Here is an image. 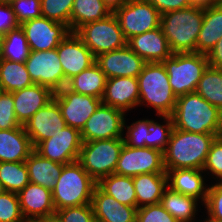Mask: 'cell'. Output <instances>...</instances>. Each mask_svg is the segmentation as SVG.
<instances>
[{
	"label": "cell",
	"instance_id": "6da1fadb",
	"mask_svg": "<svg viewBox=\"0 0 222 222\" xmlns=\"http://www.w3.org/2000/svg\"><path fill=\"white\" fill-rule=\"evenodd\" d=\"M219 134L193 133L173 127L169 142L163 152L164 168L202 170L212 142Z\"/></svg>",
	"mask_w": 222,
	"mask_h": 222
},
{
	"label": "cell",
	"instance_id": "7a4b0ae2",
	"mask_svg": "<svg viewBox=\"0 0 222 222\" xmlns=\"http://www.w3.org/2000/svg\"><path fill=\"white\" fill-rule=\"evenodd\" d=\"M176 129L193 133L219 134L222 112L197 92L177 97L173 114Z\"/></svg>",
	"mask_w": 222,
	"mask_h": 222
},
{
	"label": "cell",
	"instance_id": "3957f363",
	"mask_svg": "<svg viewBox=\"0 0 222 222\" xmlns=\"http://www.w3.org/2000/svg\"><path fill=\"white\" fill-rule=\"evenodd\" d=\"M204 18V7H189L161 15L160 27L170 49L175 53H195Z\"/></svg>",
	"mask_w": 222,
	"mask_h": 222
},
{
	"label": "cell",
	"instance_id": "277c9868",
	"mask_svg": "<svg viewBox=\"0 0 222 222\" xmlns=\"http://www.w3.org/2000/svg\"><path fill=\"white\" fill-rule=\"evenodd\" d=\"M137 79L139 83L138 107L153 108L155 117L156 115L171 116L177 97L171 88L163 63H146Z\"/></svg>",
	"mask_w": 222,
	"mask_h": 222
},
{
	"label": "cell",
	"instance_id": "5b68a950",
	"mask_svg": "<svg viewBox=\"0 0 222 222\" xmlns=\"http://www.w3.org/2000/svg\"><path fill=\"white\" fill-rule=\"evenodd\" d=\"M96 185L78 161L65 164L52 190L55 210L91 204Z\"/></svg>",
	"mask_w": 222,
	"mask_h": 222
},
{
	"label": "cell",
	"instance_id": "8992f818",
	"mask_svg": "<svg viewBox=\"0 0 222 222\" xmlns=\"http://www.w3.org/2000/svg\"><path fill=\"white\" fill-rule=\"evenodd\" d=\"M123 145V137L82 142L78 162L98 183L115 173Z\"/></svg>",
	"mask_w": 222,
	"mask_h": 222
},
{
	"label": "cell",
	"instance_id": "52a82bcc",
	"mask_svg": "<svg viewBox=\"0 0 222 222\" xmlns=\"http://www.w3.org/2000/svg\"><path fill=\"white\" fill-rule=\"evenodd\" d=\"M176 97L195 92L203 72L209 66L207 55L201 53H175L162 62Z\"/></svg>",
	"mask_w": 222,
	"mask_h": 222
},
{
	"label": "cell",
	"instance_id": "ba28073f",
	"mask_svg": "<svg viewBox=\"0 0 222 222\" xmlns=\"http://www.w3.org/2000/svg\"><path fill=\"white\" fill-rule=\"evenodd\" d=\"M75 34L95 57L104 52L117 50L127 44L119 22L112 13L108 17L84 24Z\"/></svg>",
	"mask_w": 222,
	"mask_h": 222
},
{
	"label": "cell",
	"instance_id": "9c48e42d",
	"mask_svg": "<svg viewBox=\"0 0 222 222\" xmlns=\"http://www.w3.org/2000/svg\"><path fill=\"white\" fill-rule=\"evenodd\" d=\"M113 14L126 40L160 27L161 14L147 0H129Z\"/></svg>",
	"mask_w": 222,
	"mask_h": 222
},
{
	"label": "cell",
	"instance_id": "30bf717a",
	"mask_svg": "<svg viewBox=\"0 0 222 222\" xmlns=\"http://www.w3.org/2000/svg\"><path fill=\"white\" fill-rule=\"evenodd\" d=\"M147 173H166L163 152L148 147H130L124 143L115 174L133 177Z\"/></svg>",
	"mask_w": 222,
	"mask_h": 222
},
{
	"label": "cell",
	"instance_id": "8fae6325",
	"mask_svg": "<svg viewBox=\"0 0 222 222\" xmlns=\"http://www.w3.org/2000/svg\"><path fill=\"white\" fill-rule=\"evenodd\" d=\"M126 116L122 110L101 104L80 131L82 142L123 137Z\"/></svg>",
	"mask_w": 222,
	"mask_h": 222
},
{
	"label": "cell",
	"instance_id": "7c38bea8",
	"mask_svg": "<svg viewBox=\"0 0 222 222\" xmlns=\"http://www.w3.org/2000/svg\"><path fill=\"white\" fill-rule=\"evenodd\" d=\"M25 65L34 84L46 86L53 92L65 86V76L57 49L31 51Z\"/></svg>",
	"mask_w": 222,
	"mask_h": 222
},
{
	"label": "cell",
	"instance_id": "4fadbf2b",
	"mask_svg": "<svg viewBox=\"0 0 222 222\" xmlns=\"http://www.w3.org/2000/svg\"><path fill=\"white\" fill-rule=\"evenodd\" d=\"M82 146L80 131L66 126L55 131L51 138L40 142L34 150L48 160L69 164L78 161Z\"/></svg>",
	"mask_w": 222,
	"mask_h": 222
},
{
	"label": "cell",
	"instance_id": "5bb4252c",
	"mask_svg": "<svg viewBox=\"0 0 222 222\" xmlns=\"http://www.w3.org/2000/svg\"><path fill=\"white\" fill-rule=\"evenodd\" d=\"M53 98L61 109L66 125L79 131L83 129L90 116L102 104V99L73 92L66 86L54 92Z\"/></svg>",
	"mask_w": 222,
	"mask_h": 222
},
{
	"label": "cell",
	"instance_id": "9a60e30c",
	"mask_svg": "<svg viewBox=\"0 0 222 222\" xmlns=\"http://www.w3.org/2000/svg\"><path fill=\"white\" fill-rule=\"evenodd\" d=\"M31 51L56 49L59 43L71 32L63 23L38 17L20 24Z\"/></svg>",
	"mask_w": 222,
	"mask_h": 222
},
{
	"label": "cell",
	"instance_id": "2e32d148",
	"mask_svg": "<svg viewBox=\"0 0 222 222\" xmlns=\"http://www.w3.org/2000/svg\"><path fill=\"white\" fill-rule=\"evenodd\" d=\"M17 195L26 222H48L54 219L56 210L51 190L30 182Z\"/></svg>",
	"mask_w": 222,
	"mask_h": 222
},
{
	"label": "cell",
	"instance_id": "e0dca14e",
	"mask_svg": "<svg viewBox=\"0 0 222 222\" xmlns=\"http://www.w3.org/2000/svg\"><path fill=\"white\" fill-rule=\"evenodd\" d=\"M56 49L65 76V86L69 79L96 61V57L75 32H70Z\"/></svg>",
	"mask_w": 222,
	"mask_h": 222
},
{
	"label": "cell",
	"instance_id": "ac0fdd59",
	"mask_svg": "<svg viewBox=\"0 0 222 222\" xmlns=\"http://www.w3.org/2000/svg\"><path fill=\"white\" fill-rule=\"evenodd\" d=\"M95 62L104 72L107 79L114 77L137 78L147 63L127 44L117 50L99 54Z\"/></svg>",
	"mask_w": 222,
	"mask_h": 222
},
{
	"label": "cell",
	"instance_id": "d6986e66",
	"mask_svg": "<svg viewBox=\"0 0 222 222\" xmlns=\"http://www.w3.org/2000/svg\"><path fill=\"white\" fill-rule=\"evenodd\" d=\"M66 126L61 109L54 98L24 124L34 148L40 142L51 138L56 130L59 131Z\"/></svg>",
	"mask_w": 222,
	"mask_h": 222
},
{
	"label": "cell",
	"instance_id": "ffe728a7",
	"mask_svg": "<svg viewBox=\"0 0 222 222\" xmlns=\"http://www.w3.org/2000/svg\"><path fill=\"white\" fill-rule=\"evenodd\" d=\"M102 104L128 113L139 104V83L134 77H114L106 81Z\"/></svg>",
	"mask_w": 222,
	"mask_h": 222
},
{
	"label": "cell",
	"instance_id": "44dd1931",
	"mask_svg": "<svg viewBox=\"0 0 222 222\" xmlns=\"http://www.w3.org/2000/svg\"><path fill=\"white\" fill-rule=\"evenodd\" d=\"M127 45L147 63L163 62L173 54L161 27L131 37Z\"/></svg>",
	"mask_w": 222,
	"mask_h": 222
},
{
	"label": "cell",
	"instance_id": "7402d4cb",
	"mask_svg": "<svg viewBox=\"0 0 222 222\" xmlns=\"http://www.w3.org/2000/svg\"><path fill=\"white\" fill-rule=\"evenodd\" d=\"M91 206L97 222H136L137 207L119 203L96 185Z\"/></svg>",
	"mask_w": 222,
	"mask_h": 222
},
{
	"label": "cell",
	"instance_id": "603a6c76",
	"mask_svg": "<svg viewBox=\"0 0 222 222\" xmlns=\"http://www.w3.org/2000/svg\"><path fill=\"white\" fill-rule=\"evenodd\" d=\"M168 187L183 195L199 200L203 205L207 199L206 174L200 169H173L168 170Z\"/></svg>",
	"mask_w": 222,
	"mask_h": 222
},
{
	"label": "cell",
	"instance_id": "cb8c5ba5",
	"mask_svg": "<svg viewBox=\"0 0 222 222\" xmlns=\"http://www.w3.org/2000/svg\"><path fill=\"white\" fill-rule=\"evenodd\" d=\"M15 116L24 125L39 109L53 99L54 92L43 85L33 84L22 90L11 92Z\"/></svg>",
	"mask_w": 222,
	"mask_h": 222
},
{
	"label": "cell",
	"instance_id": "d4e9b609",
	"mask_svg": "<svg viewBox=\"0 0 222 222\" xmlns=\"http://www.w3.org/2000/svg\"><path fill=\"white\" fill-rule=\"evenodd\" d=\"M33 150L24 125L0 130V162H25Z\"/></svg>",
	"mask_w": 222,
	"mask_h": 222
},
{
	"label": "cell",
	"instance_id": "484cf974",
	"mask_svg": "<svg viewBox=\"0 0 222 222\" xmlns=\"http://www.w3.org/2000/svg\"><path fill=\"white\" fill-rule=\"evenodd\" d=\"M136 207L160 203L162 195L168 187L167 173H147L132 177Z\"/></svg>",
	"mask_w": 222,
	"mask_h": 222
},
{
	"label": "cell",
	"instance_id": "4316f807",
	"mask_svg": "<svg viewBox=\"0 0 222 222\" xmlns=\"http://www.w3.org/2000/svg\"><path fill=\"white\" fill-rule=\"evenodd\" d=\"M160 204L179 222H196V216L202 213L203 204L190 196L183 195L167 187L164 191ZM201 205V206H200Z\"/></svg>",
	"mask_w": 222,
	"mask_h": 222
},
{
	"label": "cell",
	"instance_id": "83f0119b",
	"mask_svg": "<svg viewBox=\"0 0 222 222\" xmlns=\"http://www.w3.org/2000/svg\"><path fill=\"white\" fill-rule=\"evenodd\" d=\"M222 37V2L204 7V18L196 43V53L207 55Z\"/></svg>",
	"mask_w": 222,
	"mask_h": 222
},
{
	"label": "cell",
	"instance_id": "f1b7e54d",
	"mask_svg": "<svg viewBox=\"0 0 222 222\" xmlns=\"http://www.w3.org/2000/svg\"><path fill=\"white\" fill-rule=\"evenodd\" d=\"M25 164L28 169L30 182L43 186L51 191L55 187V183L65 165L42 157L35 150L31 152Z\"/></svg>",
	"mask_w": 222,
	"mask_h": 222
},
{
	"label": "cell",
	"instance_id": "f546056e",
	"mask_svg": "<svg viewBox=\"0 0 222 222\" xmlns=\"http://www.w3.org/2000/svg\"><path fill=\"white\" fill-rule=\"evenodd\" d=\"M107 77L95 62L67 81L66 87L73 92L102 99Z\"/></svg>",
	"mask_w": 222,
	"mask_h": 222
},
{
	"label": "cell",
	"instance_id": "4dcf8cb0",
	"mask_svg": "<svg viewBox=\"0 0 222 222\" xmlns=\"http://www.w3.org/2000/svg\"><path fill=\"white\" fill-rule=\"evenodd\" d=\"M112 12L103 0H74L70 17V31L75 32L86 23L102 20Z\"/></svg>",
	"mask_w": 222,
	"mask_h": 222
},
{
	"label": "cell",
	"instance_id": "1f68e13d",
	"mask_svg": "<svg viewBox=\"0 0 222 222\" xmlns=\"http://www.w3.org/2000/svg\"><path fill=\"white\" fill-rule=\"evenodd\" d=\"M33 84L25 63L0 59V86L6 93L19 91Z\"/></svg>",
	"mask_w": 222,
	"mask_h": 222
},
{
	"label": "cell",
	"instance_id": "d6a6232c",
	"mask_svg": "<svg viewBox=\"0 0 222 222\" xmlns=\"http://www.w3.org/2000/svg\"><path fill=\"white\" fill-rule=\"evenodd\" d=\"M97 185L119 203L136 207V193L132 177L113 173L102 178Z\"/></svg>",
	"mask_w": 222,
	"mask_h": 222
},
{
	"label": "cell",
	"instance_id": "836d02e7",
	"mask_svg": "<svg viewBox=\"0 0 222 222\" xmlns=\"http://www.w3.org/2000/svg\"><path fill=\"white\" fill-rule=\"evenodd\" d=\"M30 52V47L21 26L10 30L2 37L0 59L25 63Z\"/></svg>",
	"mask_w": 222,
	"mask_h": 222
},
{
	"label": "cell",
	"instance_id": "e575fe53",
	"mask_svg": "<svg viewBox=\"0 0 222 222\" xmlns=\"http://www.w3.org/2000/svg\"><path fill=\"white\" fill-rule=\"evenodd\" d=\"M195 92L222 112V69L208 66Z\"/></svg>",
	"mask_w": 222,
	"mask_h": 222
},
{
	"label": "cell",
	"instance_id": "d590c367",
	"mask_svg": "<svg viewBox=\"0 0 222 222\" xmlns=\"http://www.w3.org/2000/svg\"><path fill=\"white\" fill-rule=\"evenodd\" d=\"M0 183L5 191L18 194L30 183L25 162H0Z\"/></svg>",
	"mask_w": 222,
	"mask_h": 222
},
{
	"label": "cell",
	"instance_id": "8d00e7d4",
	"mask_svg": "<svg viewBox=\"0 0 222 222\" xmlns=\"http://www.w3.org/2000/svg\"><path fill=\"white\" fill-rule=\"evenodd\" d=\"M157 117L159 121L148 118L149 141H146V147L164 152L174 127L173 119L171 116L165 115H157Z\"/></svg>",
	"mask_w": 222,
	"mask_h": 222
},
{
	"label": "cell",
	"instance_id": "74e56055",
	"mask_svg": "<svg viewBox=\"0 0 222 222\" xmlns=\"http://www.w3.org/2000/svg\"><path fill=\"white\" fill-rule=\"evenodd\" d=\"M74 0H41V15L67 25L70 29V17Z\"/></svg>",
	"mask_w": 222,
	"mask_h": 222
},
{
	"label": "cell",
	"instance_id": "f35d334b",
	"mask_svg": "<svg viewBox=\"0 0 222 222\" xmlns=\"http://www.w3.org/2000/svg\"><path fill=\"white\" fill-rule=\"evenodd\" d=\"M202 170L207 180H211L208 183H218L222 180V139L220 137H216L212 142Z\"/></svg>",
	"mask_w": 222,
	"mask_h": 222
},
{
	"label": "cell",
	"instance_id": "ab89813d",
	"mask_svg": "<svg viewBox=\"0 0 222 222\" xmlns=\"http://www.w3.org/2000/svg\"><path fill=\"white\" fill-rule=\"evenodd\" d=\"M128 119L124 122V143L130 147H146V141H149L148 119L140 118L127 125Z\"/></svg>",
	"mask_w": 222,
	"mask_h": 222
},
{
	"label": "cell",
	"instance_id": "60d3db41",
	"mask_svg": "<svg viewBox=\"0 0 222 222\" xmlns=\"http://www.w3.org/2000/svg\"><path fill=\"white\" fill-rule=\"evenodd\" d=\"M0 222H26L16 193L5 191L0 195Z\"/></svg>",
	"mask_w": 222,
	"mask_h": 222
},
{
	"label": "cell",
	"instance_id": "b9f144b4",
	"mask_svg": "<svg viewBox=\"0 0 222 222\" xmlns=\"http://www.w3.org/2000/svg\"><path fill=\"white\" fill-rule=\"evenodd\" d=\"M55 222H97L91 204L56 210Z\"/></svg>",
	"mask_w": 222,
	"mask_h": 222
},
{
	"label": "cell",
	"instance_id": "7bdbcfd3",
	"mask_svg": "<svg viewBox=\"0 0 222 222\" xmlns=\"http://www.w3.org/2000/svg\"><path fill=\"white\" fill-rule=\"evenodd\" d=\"M136 222H179L158 204L137 208Z\"/></svg>",
	"mask_w": 222,
	"mask_h": 222
},
{
	"label": "cell",
	"instance_id": "ee69618b",
	"mask_svg": "<svg viewBox=\"0 0 222 222\" xmlns=\"http://www.w3.org/2000/svg\"><path fill=\"white\" fill-rule=\"evenodd\" d=\"M19 24L41 17V0H15L11 4Z\"/></svg>",
	"mask_w": 222,
	"mask_h": 222
},
{
	"label": "cell",
	"instance_id": "f6af8a7d",
	"mask_svg": "<svg viewBox=\"0 0 222 222\" xmlns=\"http://www.w3.org/2000/svg\"><path fill=\"white\" fill-rule=\"evenodd\" d=\"M22 126L15 116L14 100L11 93L0 98V130L15 129Z\"/></svg>",
	"mask_w": 222,
	"mask_h": 222
},
{
	"label": "cell",
	"instance_id": "bcb514c9",
	"mask_svg": "<svg viewBox=\"0 0 222 222\" xmlns=\"http://www.w3.org/2000/svg\"><path fill=\"white\" fill-rule=\"evenodd\" d=\"M203 206L206 214L222 220V186L219 183L209 184L207 199Z\"/></svg>",
	"mask_w": 222,
	"mask_h": 222
},
{
	"label": "cell",
	"instance_id": "7dc6e473",
	"mask_svg": "<svg viewBox=\"0 0 222 222\" xmlns=\"http://www.w3.org/2000/svg\"><path fill=\"white\" fill-rule=\"evenodd\" d=\"M20 24L10 4L0 3V34L4 36L7 32Z\"/></svg>",
	"mask_w": 222,
	"mask_h": 222
},
{
	"label": "cell",
	"instance_id": "c3c4849f",
	"mask_svg": "<svg viewBox=\"0 0 222 222\" xmlns=\"http://www.w3.org/2000/svg\"><path fill=\"white\" fill-rule=\"evenodd\" d=\"M162 15L169 11L180 10L191 6L190 0H147Z\"/></svg>",
	"mask_w": 222,
	"mask_h": 222
},
{
	"label": "cell",
	"instance_id": "681fc988",
	"mask_svg": "<svg viewBox=\"0 0 222 222\" xmlns=\"http://www.w3.org/2000/svg\"><path fill=\"white\" fill-rule=\"evenodd\" d=\"M208 64L214 69H222V37L207 53Z\"/></svg>",
	"mask_w": 222,
	"mask_h": 222
},
{
	"label": "cell",
	"instance_id": "f907efd6",
	"mask_svg": "<svg viewBox=\"0 0 222 222\" xmlns=\"http://www.w3.org/2000/svg\"><path fill=\"white\" fill-rule=\"evenodd\" d=\"M129 0H103L104 4L110 9L113 13L116 9L121 8Z\"/></svg>",
	"mask_w": 222,
	"mask_h": 222
},
{
	"label": "cell",
	"instance_id": "816d5d0a",
	"mask_svg": "<svg viewBox=\"0 0 222 222\" xmlns=\"http://www.w3.org/2000/svg\"><path fill=\"white\" fill-rule=\"evenodd\" d=\"M190 1L192 5L200 7H208L222 2V0H190Z\"/></svg>",
	"mask_w": 222,
	"mask_h": 222
},
{
	"label": "cell",
	"instance_id": "f5cc1de1",
	"mask_svg": "<svg viewBox=\"0 0 222 222\" xmlns=\"http://www.w3.org/2000/svg\"><path fill=\"white\" fill-rule=\"evenodd\" d=\"M204 213H205V214L203 215L204 218H203L202 215H200L201 217L199 216V218H201V220H200L198 217H196V218H197L196 222H199V221H200V222H222V220L217 219V218H214V217L206 214V212H204ZM205 215H207V216H205ZM202 218H203V220H202Z\"/></svg>",
	"mask_w": 222,
	"mask_h": 222
},
{
	"label": "cell",
	"instance_id": "db71d44e",
	"mask_svg": "<svg viewBox=\"0 0 222 222\" xmlns=\"http://www.w3.org/2000/svg\"><path fill=\"white\" fill-rule=\"evenodd\" d=\"M15 0H0V3L11 4Z\"/></svg>",
	"mask_w": 222,
	"mask_h": 222
},
{
	"label": "cell",
	"instance_id": "11a10c76",
	"mask_svg": "<svg viewBox=\"0 0 222 222\" xmlns=\"http://www.w3.org/2000/svg\"><path fill=\"white\" fill-rule=\"evenodd\" d=\"M5 192L3 185L0 183V195Z\"/></svg>",
	"mask_w": 222,
	"mask_h": 222
},
{
	"label": "cell",
	"instance_id": "9f6ffc18",
	"mask_svg": "<svg viewBox=\"0 0 222 222\" xmlns=\"http://www.w3.org/2000/svg\"><path fill=\"white\" fill-rule=\"evenodd\" d=\"M2 35L0 34V56H1V47H2Z\"/></svg>",
	"mask_w": 222,
	"mask_h": 222
},
{
	"label": "cell",
	"instance_id": "6f0895ef",
	"mask_svg": "<svg viewBox=\"0 0 222 222\" xmlns=\"http://www.w3.org/2000/svg\"><path fill=\"white\" fill-rule=\"evenodd\" d=\"M5 93V91L3 90V88L0 86V98L1 96Z\"/></svg>",
	"mask_w": 222,
	"mask_h": 222
},
{
	"label": "cell",
	"instance_id": "680465c9",
	"mask_svg": "<svg viewBox=\"0 0 222 222\" xmlns=\"http://www.w3.org/2000/svg\"><path fill=\"white\" fill-rule=\"evenodd\" d=\"M221 139H222V121H221V129H220V133H219V136Z\"/></svg>",
	"mask_w": 222,
	"mask_h": 222
}]
</instances>
